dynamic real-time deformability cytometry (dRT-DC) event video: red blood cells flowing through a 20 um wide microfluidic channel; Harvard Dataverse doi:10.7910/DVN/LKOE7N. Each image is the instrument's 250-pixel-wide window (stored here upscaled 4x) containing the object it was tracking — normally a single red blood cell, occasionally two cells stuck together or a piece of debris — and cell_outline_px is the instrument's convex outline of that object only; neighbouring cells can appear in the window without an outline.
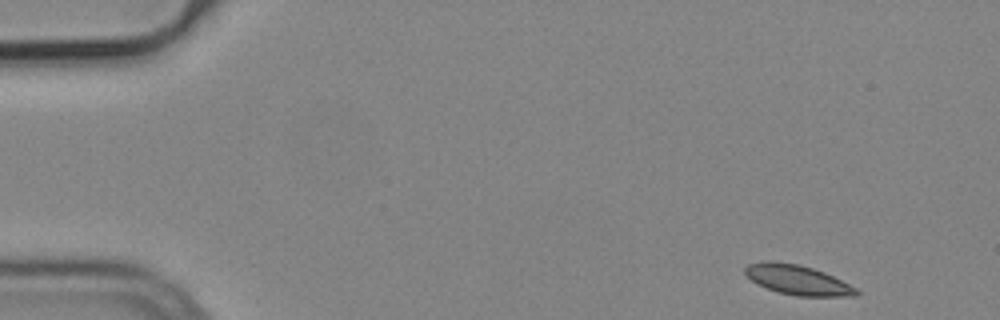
{"species": "common noctule bat (a hibernating species)", "species_latin": "Nyctalus noctula", "temperature_condition": "cold", "stored_images_in_passage": 6, "camera_frame_rate_fps": 3000, "um_per_image_px": 0.085, "animal": {"sex": "male", "body_mass_g": 19.2, "forearm_length_mm": 51.8}, "frame": {"image": 1, "passage_image": 1, "time_ms": 0.0, "image_size_px": [1000, 320], "cell_outline_px": [[860, 292], [856, 296], [796, 296], [776, 292], [752, 280], [744, 272], [744, 268], [748, 264], [764, 260], [772, 260], [800, 264], [824, 272], [856, 288]], "centroid_in_image_um": [67.77, 23.78], "position_along_channel_um": 17.2, "area_um2": 19.25}}